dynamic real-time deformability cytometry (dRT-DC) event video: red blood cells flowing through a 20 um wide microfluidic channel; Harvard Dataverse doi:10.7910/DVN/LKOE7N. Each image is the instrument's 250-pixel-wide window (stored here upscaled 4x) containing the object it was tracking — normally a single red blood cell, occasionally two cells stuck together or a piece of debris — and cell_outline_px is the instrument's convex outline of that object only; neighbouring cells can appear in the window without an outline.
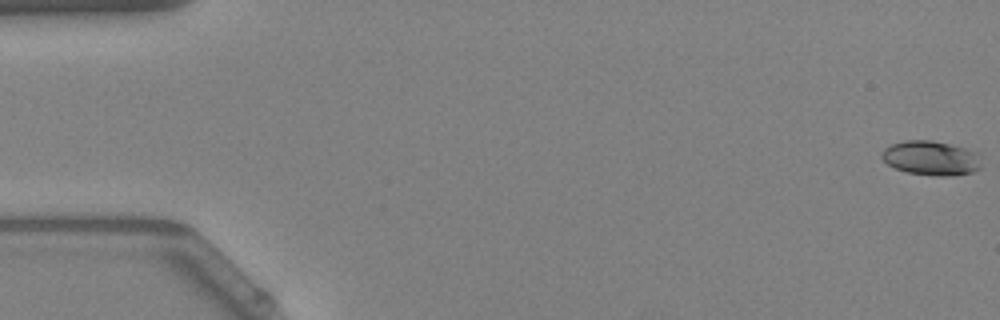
{"species": "Egyptian fruit bat (a non-hibernating species)", "species_latin": "Rousettus aegyptiacus", "temperature_condition": "warm", "stored_images_in_passage": 47, "camera_frame_rate_fps": 3000, "um_per_image_px": 0.085, "animal": {"sex": "female"}, "frame": {"image": 1, "passage_image": 1, "time_ms": 0.0, "image_size_px": [1000, 320], "cell_outline_px": [[980, 168], [972, 172], [948, 176], [944, 176], [908, 172], [896, 168], [888, 164], [880, 156], [880, 152], [884, 148], [892, 144], [904, 140], [932, 140], [980, 152]], "centroid_in_image_um": [79.14, 13.42], "position_along_channel_um": 5.9, "area_um2": 19.88}}
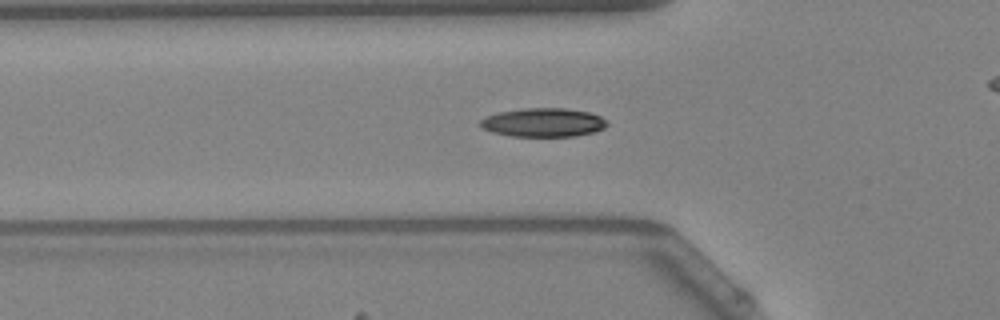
{"frame": {"image": 2, "passage_image": 19, "time_ms": 6.0, "image_size_px": [1000, 320], "cell_outline_px": [[608, 124], [604, 128], [596, 132], [576, 136], [512, 136], [492, 132], [484, 128], [480, 124], [480, 120], [488, 116], [500, 112], [524, 108], [564, 108], [588, 112], [600, 116], [608, 120]], "centroid_in_image_um": [46.24, 10.41], "position_along_channel_um": 79.6, "area_um2": 21.15}}
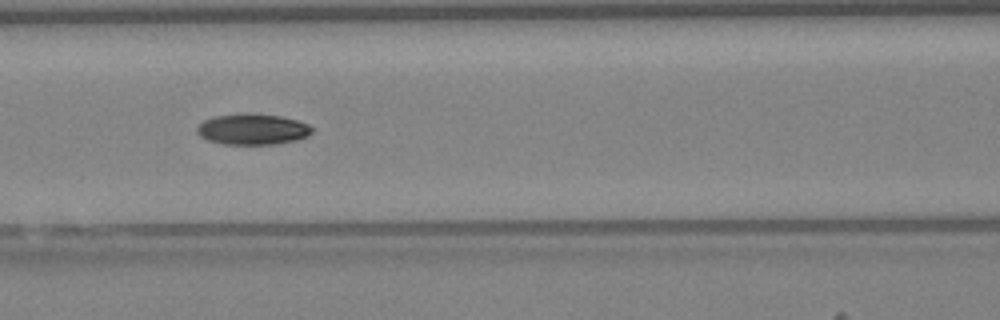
{"frame": {"image": 3, "passage_image": 24, "time_ms": 7.667, "image_size_px": [1000, 320], "cell_outline_px": [[312, 132], [308, 136], [296, 140], [272, 144], [224, 144], [208, 140], [200, 136], [196, 132], [196, 128], [204, 120], [216, 116], [280, 116], [296, 120], [308, 124], [312, 128]], "centroid_in_image_um": [21.47, 11.03], "position_along_channel_um": 145.1, "area_um2": 19.77}, "authors_computed_cell_mechanics": {"area_um2": 20.2878, "velocity_mm_per_s": 3.9158, "shape_relaxation_time_tau1_ms": 4.3207, "shape_relaxation_time_tau2_ms": 8.1225, "deformation_change_tau1": 0.13, "deformation_change_tau2": 0.1291}}